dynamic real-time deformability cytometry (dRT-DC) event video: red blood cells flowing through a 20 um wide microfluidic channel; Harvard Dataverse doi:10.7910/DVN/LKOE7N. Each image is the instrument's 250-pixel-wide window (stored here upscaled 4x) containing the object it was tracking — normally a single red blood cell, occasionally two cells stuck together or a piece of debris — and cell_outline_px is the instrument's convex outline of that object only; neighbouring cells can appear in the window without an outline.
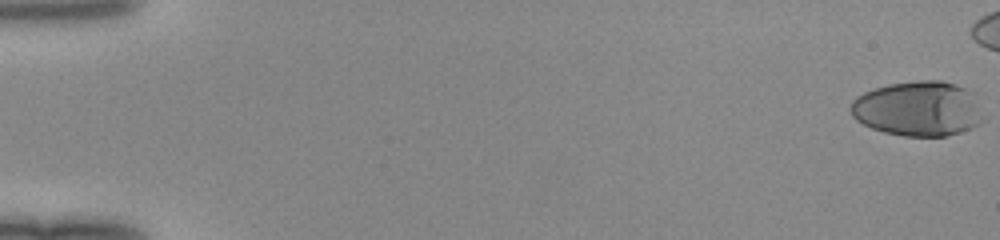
{"species": "human", "species_latin": "Homo sapiens", "temperature_condition": "room temperature", "stored_images_in_passage": 45, "camera_frame_rate_fps": 3000, "um_per_image_px": 0.085, "donor": {"sex": "female"}, "frame": {"image": 1, "passage_image": 1, "time_ms": 0.0, "image_size_px": [1000, 240], "cell_outline_px": [[984, 120], [980, 124], [972, 128], [948, 136], [904, 136], [884, 132], [872, 128], [856, 120], [852, 116], [852, 100], [856, 96], [872, 88], [888, 84], [916, 80], [940, 80], [964, 88], [968, 92]], "centroid_in_image_um": [77.98, 9.25], "position_along_channel_um": 7.0, "area_um2": 42.02}}
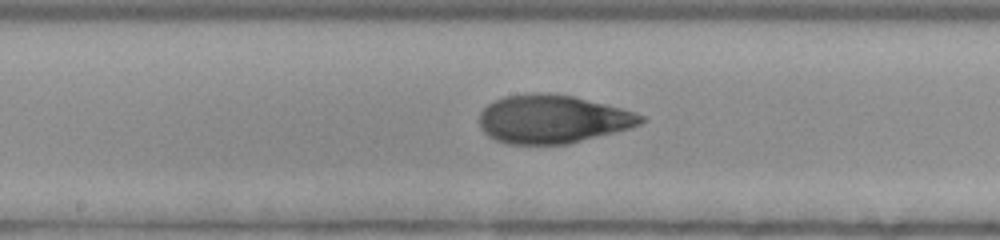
{"frame": {"image": 2, "passage_image": 28, "time_ms": 9.0, "image_size_px": [1000, 240], "cell_outline_px": [[644, 120], [640, 124], [628, 128], [568, 144], [508, 144], [496, 140], [488, 136], [480, 128], [480, 112], [488, 104], [504, 96], [532, 92], [548, 92], [572, 96], [620, 108], [644, 116]], "centroid_in_image_um": [46.91, 10.12], "position_along_channel_um": 201.3, "area_um2": 45.2}}
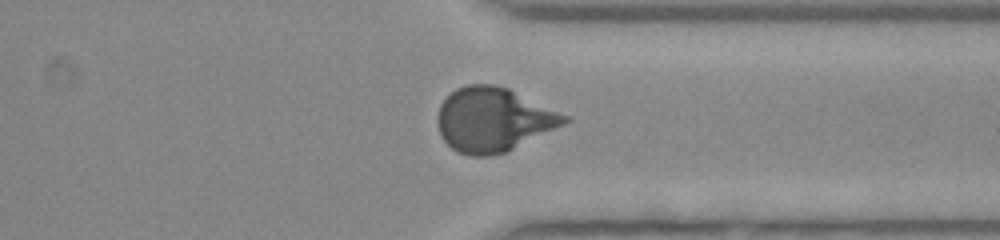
{"frame": {"image": 3, "passage_image": 40, "time_ms": 13.0, "image_size_px": [1000, 240], "cell_outline_px": [[572, 120], [508, 152], [492, 156], [468, 156], [456, 152], [440, 136], [436, 120], [440, 104], [456, 88], [468, 84], [492, 84], [508, 88], [568, 116]], "centroid_in_image_um": [41.91, 10.19], "position_along_channel_um": 369.5, "area_um2": 47.51}}